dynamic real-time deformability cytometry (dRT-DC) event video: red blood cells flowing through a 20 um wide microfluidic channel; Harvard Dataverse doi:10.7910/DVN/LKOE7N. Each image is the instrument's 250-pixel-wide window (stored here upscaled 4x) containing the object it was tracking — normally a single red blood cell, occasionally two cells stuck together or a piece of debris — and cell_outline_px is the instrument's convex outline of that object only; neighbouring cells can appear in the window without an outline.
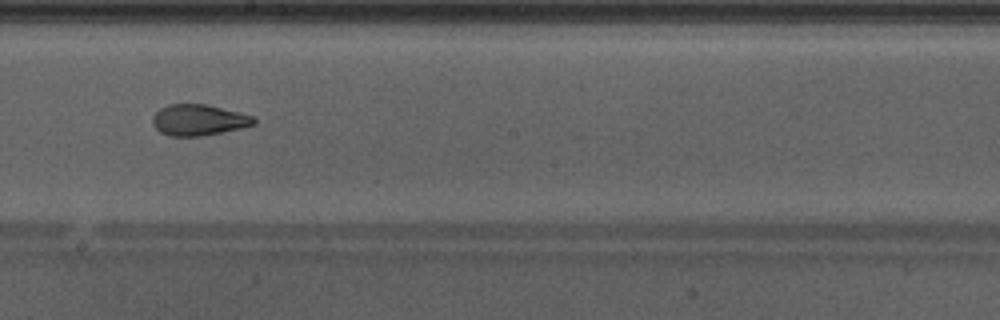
{"species": "Egyptian fruit bat (a non-hibernating species)", "species_latin": "Rousettus aegyptiacus", "temperature_condition": "warm", "stored_images_in_passage": 49, "camera_frame_rate_fps": 3000, "um_per_image_px": 0.085, "animal": {"sex": "male"}, "frame": {"image": 1, "passage_image": 28, "time_ms": 9.0, "image_size_px": [1000, 320], "cell_outline_px": [[256, 124], [240, 128], [200, 136], [168, 136], [160, 132], [152, 124], [152, 116], [160, 108], [168, 104], [204, 104], [240, 112], [252, 116], [256, 120]], "centroid_in_image_um": [16.85, 10.19], "position_along_channel_um": 231.3, "area_um2": 18.26}, "authors_computed_cell_mechanics": {"area_um2": 19.8832, "velocity_mm_per_s": 4.2965, "shape_relaxation_time_tau1_ms": 6.1663, "shape_relaxation_time_tau2_ms": 1.621, "deformation_change_tau1": 0.1944, "deformation_change_tau2": 0.0761}}